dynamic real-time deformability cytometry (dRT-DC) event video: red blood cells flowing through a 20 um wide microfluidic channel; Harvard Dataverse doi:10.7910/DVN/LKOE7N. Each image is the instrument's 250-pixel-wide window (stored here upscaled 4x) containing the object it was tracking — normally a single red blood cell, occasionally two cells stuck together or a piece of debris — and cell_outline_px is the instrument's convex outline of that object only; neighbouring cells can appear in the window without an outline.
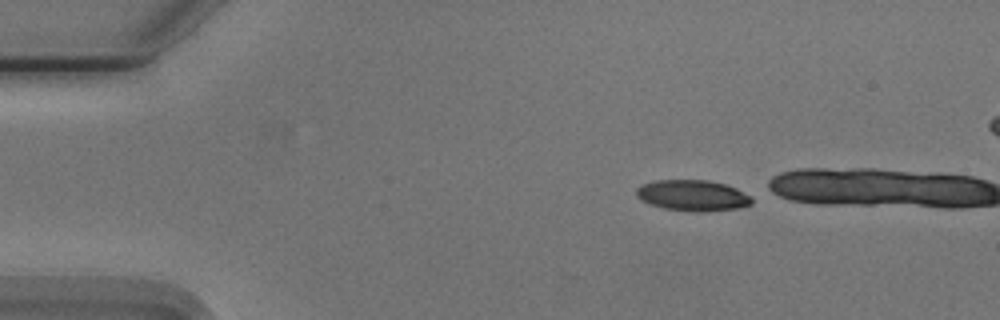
{"species": "Egyptian fruit bat (a non-hibernating species)", "species_latin": "Rousettus aegyptiacus", "temperature_condition": "cold", "stored_images_in_passage": 8, "camera_frame_rate_fps": 3000, "um_per_image_px": 0.085, "animal": {"sex": "male"}, "frame": {"image": 1, "passage_image": 1, "time_ms": 0.0, "image_size_px": [1000, 320], "cell_outline_px": [[752, 204], [736, 208], [704, 212], [696, 212], [664, 208], [640, 200], [636, 196], [636, 188], [640, 184], [656, 180], [708, 180], [724, 184], [736, 188], [752, 196]], "centroid_in_image_um": [58.86, 16.61], "position_along_channel_um": 26.1, "area_um2": 20.87}}